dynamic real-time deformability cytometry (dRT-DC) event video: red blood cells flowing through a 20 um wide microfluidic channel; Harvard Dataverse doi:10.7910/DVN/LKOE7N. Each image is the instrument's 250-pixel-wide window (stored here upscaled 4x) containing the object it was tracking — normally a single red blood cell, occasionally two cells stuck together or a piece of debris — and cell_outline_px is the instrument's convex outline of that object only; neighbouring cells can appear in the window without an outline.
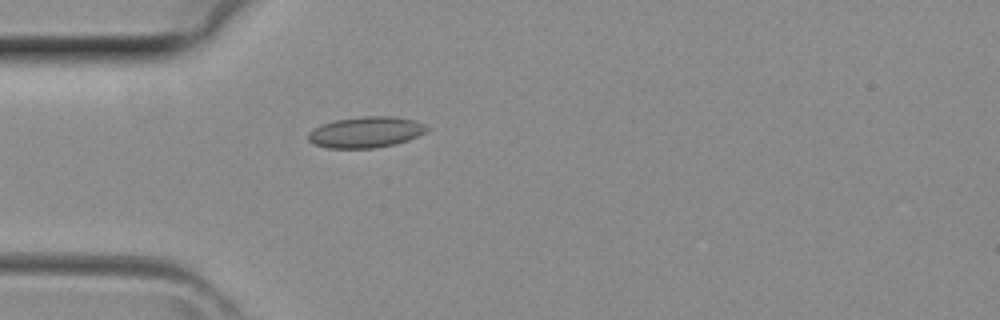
{"species": "common noctule bat (a hibernating species)", "species_latin": "Nyctalus noctula", "temperature_condition": "room temperature", "stored_images_in_passage": 2, "camera_frame_rate_fps": 3000, "um_per_image_px": 0.085, "animal": {"sex": "female", "body_mass_g": 29.2, "forearm_length_mm": 56.3}, "frame": {"image": 1, "passage_image": 2, "time_ms": 0.333, "image_size_px": [1000, 320], "cell_outline_px": [[428, 128], [424, 132], [408, 140], [396, 144], [376, 148], [328, 148], [316, 144], [308, 140], [308, 132], [324, 124], [336, 120], [360, 116], [392, 116], [416, 120], [424, 124]], "centroid_in_image_um": [31.11, 11.23], "position_along_channel_um": 53.9, "area_um2": 21.27}}